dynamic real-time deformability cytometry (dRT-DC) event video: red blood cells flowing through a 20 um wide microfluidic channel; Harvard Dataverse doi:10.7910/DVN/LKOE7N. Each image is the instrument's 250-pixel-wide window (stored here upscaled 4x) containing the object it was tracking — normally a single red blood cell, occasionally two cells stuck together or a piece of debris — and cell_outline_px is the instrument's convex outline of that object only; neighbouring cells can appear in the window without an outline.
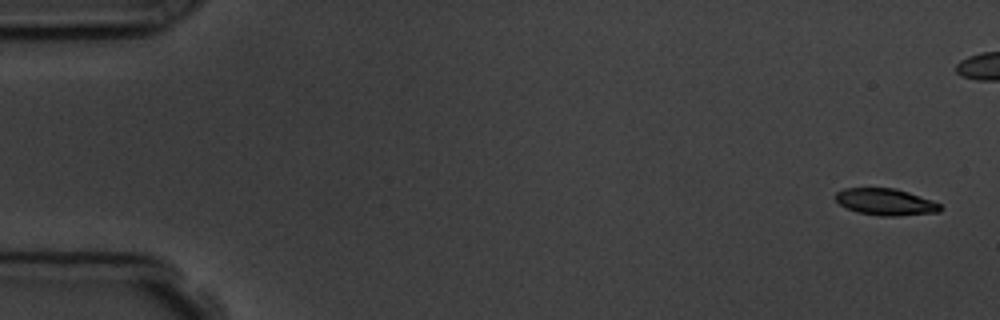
{"species": "common noctule bat (a hibernating species)", "species_latin": "Nyctalus noctula", "temperature_condition": "room temperature", "stored_images_in_passage": 6, "camera_frame_rate_fps": 3000, "um_per_image_px": 0.085, "animal": {"sex": "male", "body_mass_g": 19.5, "forearm_length_mm": 54.6}, "frame": {"image": 1, "passage_image": 1, "time_ms": 0.0, "image_size_px": [1000, 320], "cell_outline_px": [[944, 208], [940, 212], [896, 216], [880, 216], [856, 212], [840, 204], [836, 200], [836, 192], [844, 188], [896, 188], [908, 192], [940, 204]], "centroid_in_image_um": [75.28, 17.17], "position_along_channel_um": 9.7, "area_um2": 16.24}}
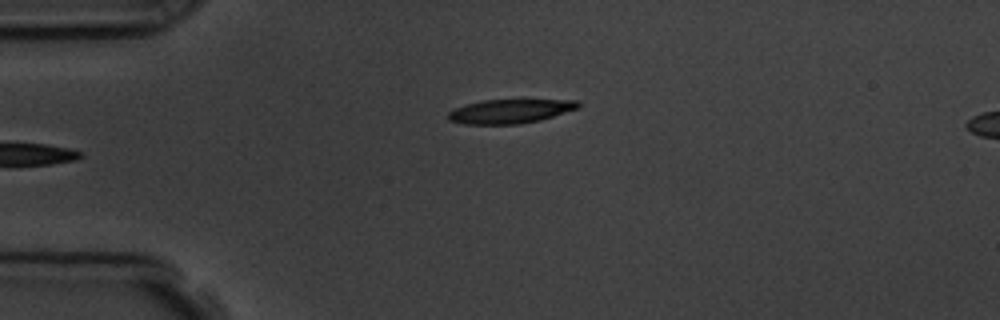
{"frame": {"image": 2, "passage_image": 6, "time_ms": 5.667, "image_size_px": [1000, 320], "cell_outline_px": [[580, 108], [540, 120], [520, 124], [464, 124], [448, 120], [448, 112], [456, 108], [468, 104], [484, 100], [524, 96], [576, 100], [580, 104]], "centroid_in_image_um": [43.48, 9.39], "position_along_channel_um": 41.5, "area_um2": 19.42}}